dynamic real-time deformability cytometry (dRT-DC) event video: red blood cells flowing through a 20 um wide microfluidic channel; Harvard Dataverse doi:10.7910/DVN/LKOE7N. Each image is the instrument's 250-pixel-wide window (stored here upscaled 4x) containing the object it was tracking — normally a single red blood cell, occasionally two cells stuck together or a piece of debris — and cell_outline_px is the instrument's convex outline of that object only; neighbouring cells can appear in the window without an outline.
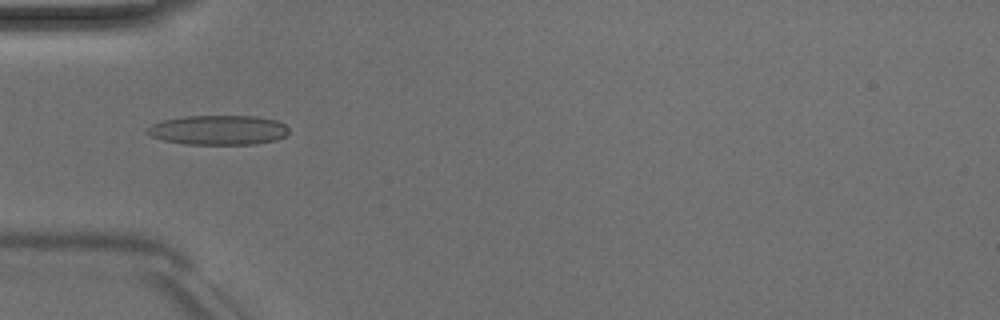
{"species": "Egyptian fruit bat (a non-hibernating species)", "species_latin": "Rousettus aegyptiacus", "temperature_condition": "room temperature", "stored_images_in_passage": 49, "camera_frame_rate_fps": 3000, "um_per_image_px": 0.085, "animal": {"sex": "male"}, "frame": {"image": 1, "passage_image": 15, "time_ms": 4.667, "image_size_px": [1000, 320], "cell_outline_px": [[288, 132], [284, 136], [276, 140], [256, 144], [184, 144], [164, 140], [152, 136], [148, 132], [148, 128], [152, 124], [164, 120], [184, 116], [256, 116], [276, 120], [284, 124], [288, 128]], "centroid_in_image_um": [18.59, 11.05], "position_along_channel_um": 66.4, "area_um2": 24.28}}
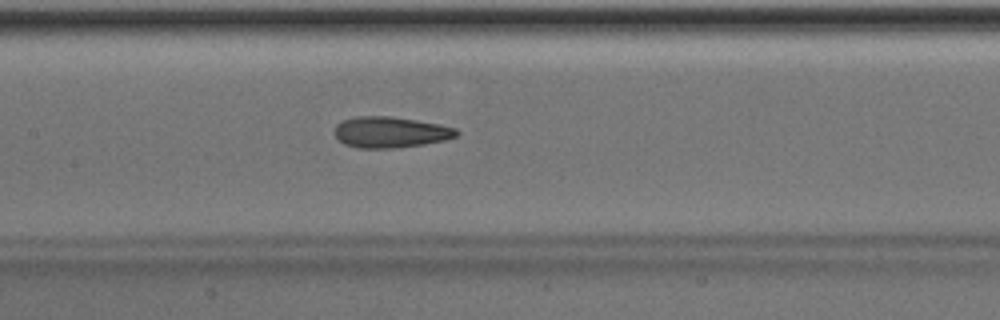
{"frame": {"image": 2, "passage_image": 23, "time_ms": 7.333, "image_size_px": [1000, 320], "cell_outline_px": [[460, 132], [456, 136], [444, 140], [424, 144], [396, 148], [356, 148], [344, 144], [332, 132], [336, 124], [344, 120], [356, 116], [392, 116], [416, 120], [456, 128]], "centroid_in_image_um": [33.14, 11.24], "position_along_channel_um": 174.3, "area_um2": 22.08}}
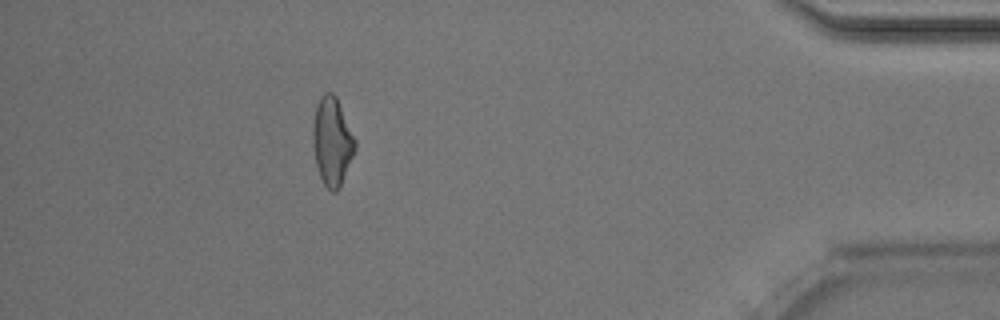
{"frame": {"image": 3, "passage_image": 44, "time_ms": 14.333, "image_size_px": [1000, 320], "cell_outline_px": [[356, 148], [340, 188], [336, 192], [332, 192], [324, 184], [320, 176], [316, 164], [312, 144], [312, 128], [316, 104], [320, 96], [324, 92], [332, 92], [336, 96], [356, 140]], "centroid_in_image_um": [28.22, 12.01], "position_along_channel_um": 407.0, "area_um2": 21.85}, "authors_computed_cell_mechanics": {"area_um2": 22.0796, "velocity_mm_per_s": 4.0428, "shape_relaxation_time_tau1_ms": 6.1846, "shape_relaxation_time_tau2_ms": 2.5595, "deformation_change_tau1": 0.178, "deformation_change_tau2": 0.1162}}